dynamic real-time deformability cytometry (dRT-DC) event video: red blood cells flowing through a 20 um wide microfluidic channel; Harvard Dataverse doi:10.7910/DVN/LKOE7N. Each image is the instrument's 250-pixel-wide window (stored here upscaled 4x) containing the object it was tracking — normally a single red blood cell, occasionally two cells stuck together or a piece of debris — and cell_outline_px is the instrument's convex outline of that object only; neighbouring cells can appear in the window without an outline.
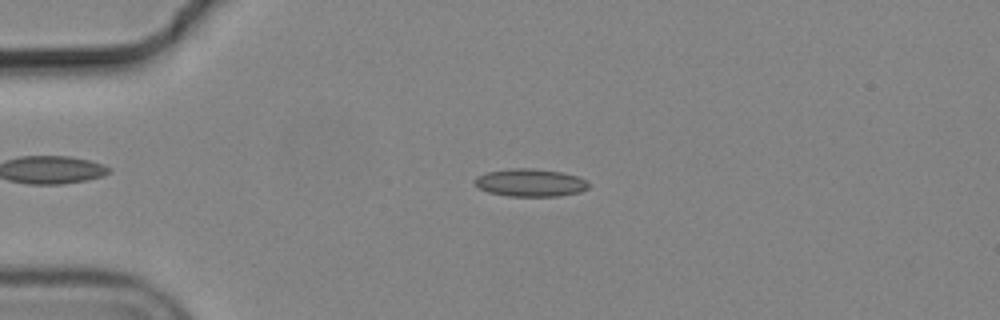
{"species": "common noctule bat (a hibernating species)", "species_latin": "Nyctalus noctula", "temperature_condition": "cold", "stored_images_in_passage": 51, "camera_frame_rate_fps": 3000, "um_per_image_px": 0.085, "animal": {"sex": "male", "body_mass_g": 19.2, "forearm_length_mm": 51.8}, "frame": {"image": 1, "passage_image": 9, "time_ms": 2.667, "image_size_px": [1000, 320], "cell_outline_px": [[588, 188], [580, 192], [556, 196], [508, 196], [488, 192], [476, 188], [472, 180], [476, 176], [484, 172], [512, 168], [532, 168], [560, 172], [576, 176], [588, 180]], "centroid_in_image_um": [45.0, 15.52], "position_along_channel_um": 40.0, "area_um2": 18.61}}
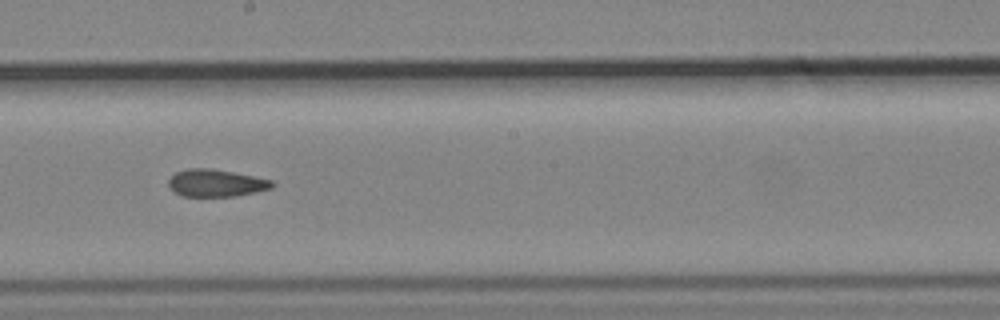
{"frame": {"image": 2, "passage_image": 27, "time_ms": 8.667, "image_size_px": [1000, 320], "cell_outline_px": [[276, 184], [272, 188], [236, 196], [180, 196], [168, 184], [168, 180], [176, 172], [188, 168], [208, 168], [232, 172], [272, 180]], "centroid_in_image_um": [18.37, 15.56], "position_along_channel_um": 229.8, "area_um2": 16.3}}
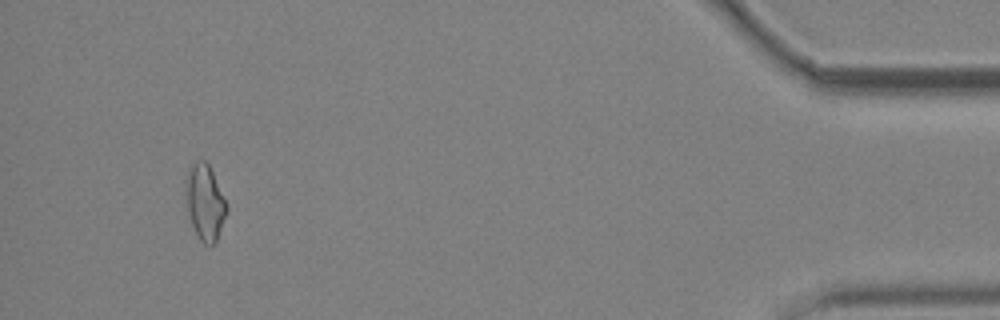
{"frame": {"image": 3, "passage_image": 48, "time_ms": 15.667, "image_size_px": [1000, 320], "cell_outline_px": [[228, 212], [216, 244], [204, 244], [200, 240], [192, 224], [188, 208], [184, 188], [184, 180], [192, 164], [196, 160], [204, 160], [208, 164], [212, 172], [228, 208]], "centroid_in_image_um": [17.42, 17.21], "position_along_channel_um": 417.8, "area_um2": 17.92}, "authors_computed_cell_mechanics": {"area_um2": 17.2244, "velocity_mm_per_s": 3.6922, "shape_relaxation_time_tau1_ms": null, "shape_relaxation_time_tau2_ms": 4.245, "deformation_change_tau1": null, "deformation_change_tau2": 0.1158}}